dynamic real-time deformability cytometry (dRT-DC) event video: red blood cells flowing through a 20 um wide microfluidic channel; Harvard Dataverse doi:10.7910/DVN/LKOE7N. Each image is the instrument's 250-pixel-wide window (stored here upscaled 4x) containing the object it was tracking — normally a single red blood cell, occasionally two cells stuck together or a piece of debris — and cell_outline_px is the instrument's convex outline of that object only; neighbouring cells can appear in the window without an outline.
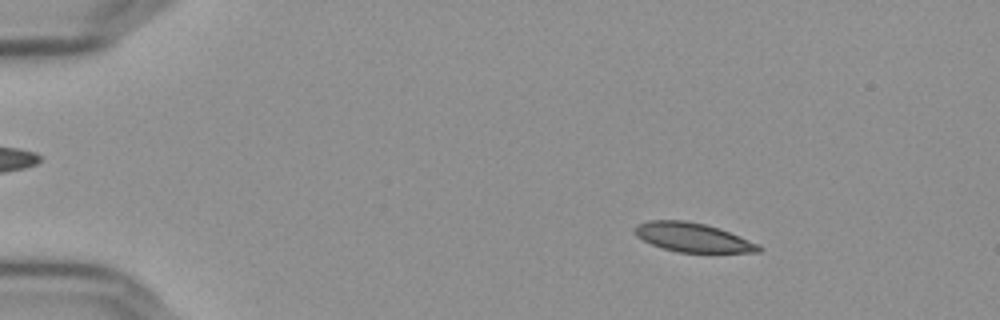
{"species": "Egyptian fruit bat (a non-hibernating species)", "species_latin": "Rousettus aegyptiacus", "temperature_condition": "cold", "stored_images_in_passage": 56, "camera_frame_rate_fps": 3000, "um_per_image_px": 0.085, "frame": {"image": 1, "passage_image": 9, "time_ms": 2.667, "image_size_px": [1000, 320], "cell_outline_px": [[764, 248], [760, 252], [676, 252], [652, 244], [636, 236], [632, 232], [632, 228], [636, 224], [648, 220], [684, 220], [704, 224], [720, 228], [760, 244]], "centroid_in_image_um": [58.87, 20.17], "position_along_channel_um": 26.1, "area_um2": 21.15}}
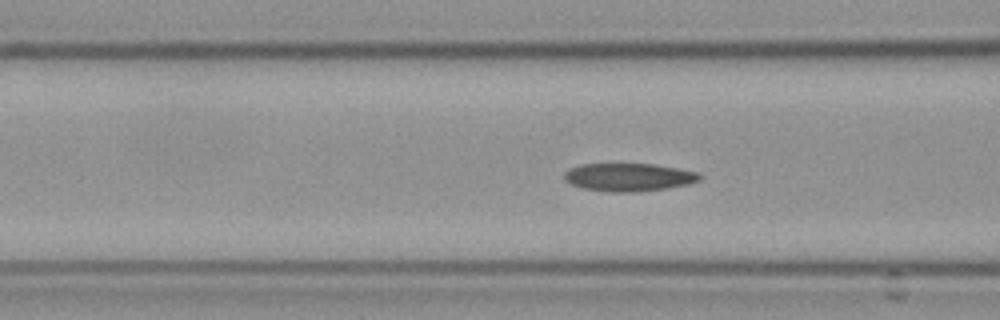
{"frame": {"image": 2, "passage_image": 23, "time_ms": 7.333, "image_size_px": [1000, 320], "cell_outline_px": [[704, 176], [700, 180], [688, 184], [668, 188], [636, 192], [612, 192], [584, 188], [572, 184], [564, 180], [564, 172], [568, 168], [580, 164], [652, 164], [700, 172]], "centroid_in_image_um": [53.46, 15.06], "position_along_channel_um": 113.1, "area_um2": 22.2}}
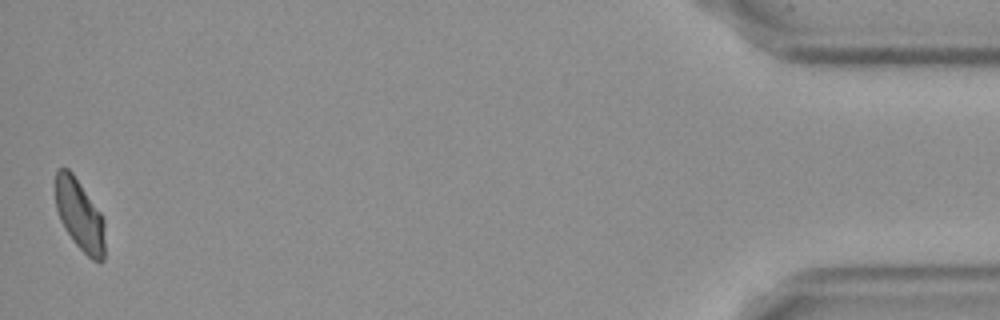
{"frame": {"image": 3, "passage_image": 56, "time_ms": 18.333, "image_size_px": [1000, 320], "cell_outline_px": [[104, 260], [100, 264], [92, 260], [72, 240], [64, 228], [60, 220], [56, 208], [56, 168], [68, 168], [72, 172], [100, 212], [104, 220]], "centroid_in_image_um": [6.77, 18.3], "position_along_channel_um": 428.4, "area_um2": 20.46}}